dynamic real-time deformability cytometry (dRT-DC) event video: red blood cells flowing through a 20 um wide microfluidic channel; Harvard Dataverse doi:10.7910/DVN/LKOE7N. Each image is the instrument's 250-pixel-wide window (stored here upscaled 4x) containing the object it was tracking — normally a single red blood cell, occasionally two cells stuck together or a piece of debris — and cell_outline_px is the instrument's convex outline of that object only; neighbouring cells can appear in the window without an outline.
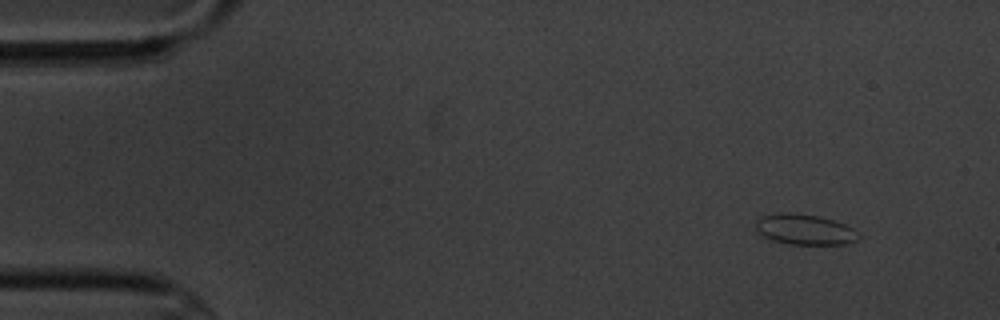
{"species": "common noctule bat (a hibernating species)", "species_latin": "Nyctalus noctula", "temperature_condition": "cold", "stored_images_in_passage": 5, "segment_of_instrument_passage": [1, 2], "camera_frame_rate_fps": 3000, "um_per_image_px": 0.085, "animal": {"sex": "male", "body_mass_g": 20.1, "forearm_length_mm": 53.5}, "frame": {"image": 1, "passage_image": 1, "time_ms": 0.0, "image_size_px": [1000, 320], "cell_outline_px": [[860, 236], [856, 240], [844, 244], [788, 244], [772, 240], [764, 236], [756, 228], [756, 220], [760, 216], [788, 212], [792, 212], [820, 216], [844, 224], [860, 232]], "centroid_in_image_um": [68.41, 19.5], "position_along_channel_um": 16.6, "area_um2": 18.21}}
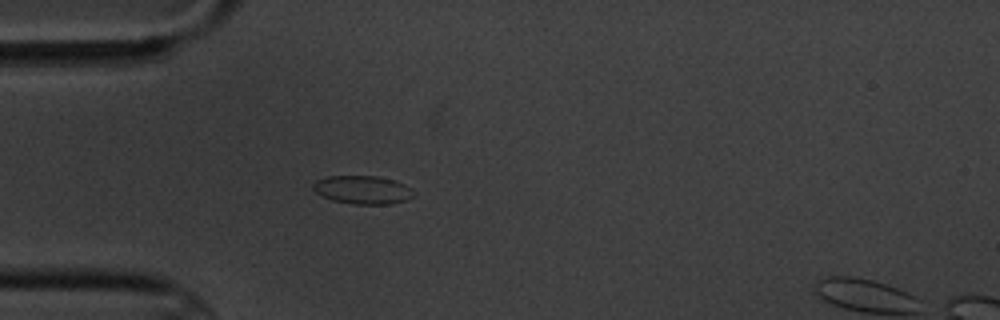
{"frame": {"image": 2, "passage_image": 4, "time_ms": 3.667, "image_size_px": [1000, 320], "cell_outline_px": [[416, 192], [412, 196], [404, 200], [392, 204], [356, 204], [332, 200], [316, 192], [312, 188], [312, 184], [316, 180], [328, 176], [376, 176], [396, 180], [412, 188]], "centroid_in_image_um": [30.84, 16.12], "position_along_channel_um": 54.2, "area_um2": 16.59}}